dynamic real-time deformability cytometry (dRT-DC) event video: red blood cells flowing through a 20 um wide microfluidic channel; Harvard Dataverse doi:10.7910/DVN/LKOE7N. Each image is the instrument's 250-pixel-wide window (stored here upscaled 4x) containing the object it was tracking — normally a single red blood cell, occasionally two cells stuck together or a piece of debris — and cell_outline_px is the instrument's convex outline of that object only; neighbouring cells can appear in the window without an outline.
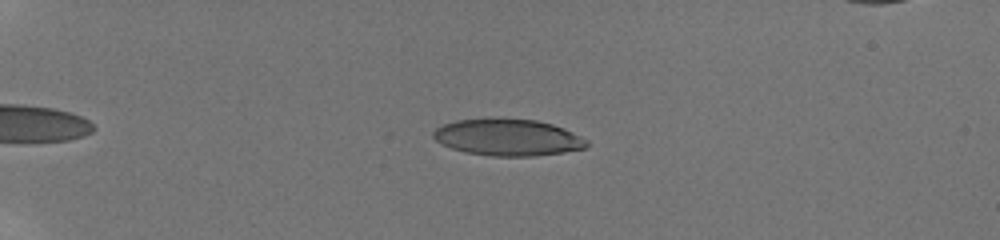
{"species": "human", "species_latin": "Homo sapiens", "temperature_condition": "room temperature", "stored_images_in_passage": 12, "camera_frame_rate_fps": 3000, "um_per_image_px": 0.085, "donor": {"sex": "male"}, "frame": {"image": 1, "passage_image": 1, "time_ms": 0.0, "image_size_px": [1000, 240], "cell_outline_px": [[588, 144], [584, 148], [564, 152], [532, 156], [492, 156], [464, 152], [440, 144], [432, 136], [432, 132], [436, 128], [444, 124], [456, 120], [536, 120], [552, 124], [564, 128], [588, 140]], "centroid_in_image_um": [43.16, 11.7], "position_along_channel_um": 41.8, "area_um2": 32.25}}
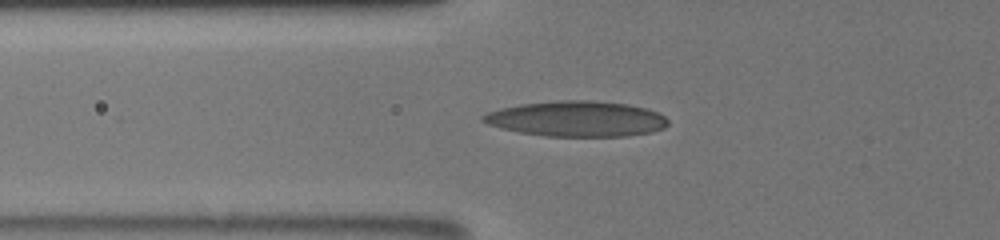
{"frame": {"image": 2, "passage_image": 8, "time_ms": 2.667, "image_size_px": [1000, 240], "cell_outline_px": [[668, 124], [664, 128], [652, 132], [628, 136], [544, 136], [520, 132], [500, 128], [488, 124], [480, 120], [480, 116], [488, 112], [500, 108], [520, 104], [560, 100], [588, 100], [628, 104], [648, 108], [664, 116], [668, 120]], "centroid_in_image_um": [49.01, 10.1], "position_along_channel_um": 76.8, "area_um2": 38.38}}
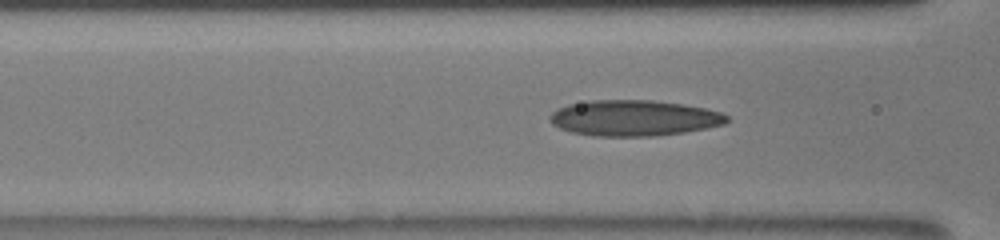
{"frame": {"image": 3, "passage_image": 11, "time_ms": 3.667, "image_size_px": [1000, 240], "cell_outline_px": [[728, 120], [724, 124], [684, 132], [652, 136], [592, 136], [572, 132], [560, 128], [552, 124], [548, 120], [548, 116], [556, 108], [568, 104], [588, 100], [652, 100], [684, 104], [704, 108], [720, 112], [728, 116]], "centroid_in_image_um": [53.82, 10.02], "position_along_channel_um": 112.8, "area_um2": 37.05}}